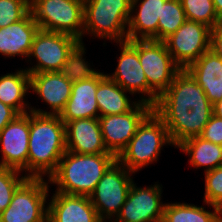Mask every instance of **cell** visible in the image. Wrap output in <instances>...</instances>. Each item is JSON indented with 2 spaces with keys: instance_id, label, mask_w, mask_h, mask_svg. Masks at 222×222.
I'll use <instances>...</instances> for the list:
<instances>
[{
  "instance_id": "obj_1",
  "label": "cell",
  "mask_w": 222,
  "mask_h": 222,
  "mask_svg": "<svg viewBox=\"0 0 222 222\" xmlns=\"http://www.w3.org/2000/svg\"><path fill=\"white\" fill-rule=\"evenodd\" d=\"M153 111L163 120L176 148L184 140L202 134L213 105L191 74L181 69L159 96Z\"/></svg>"
},
{
  "instance_id": "obj_2",
  "label": "cell",
  "mask_w": 222,
  "mask_h": 222,
  "mask_svg": "<svg viewBox=\"0 0 222 222\" xmlns=\"http://www.w3.org/2000/svg\"><path fill=\"white\" fill-rule=\"evenodd\" d=\"M65 152V123L60 116L29 111L27 177L49 178Z\"/></svg>"
},
{
  "instance_id": "obj_3",
  "label": "cell",
  "mask_w": 222,
  "mask_h": 222,
  "mask_svg": "<svg viewBox=\"0 0 222 222\" xmlns=\"http://www.w3.org/2000/svg\"><path fill=\"white\" fill-rule=\"evenodd\" d=\"M116 161L117 157L112 153L77 154L66 150L48 180L50 185H56V192L89 197Z\"/></svg>"
},
{
  "instance_id": "obj_4",
  "label": "cell",
  "mask_w": 222,
  "mask_h": 222,
  "mask_svg": "<svg viewBox=\"0 0 222 222\" xmlns=\"http://www.w3.org/2000/svg\"><path fill=\"white\" fill-rule=\"evenodd\" d=\"M174 146L163 120L152 111L139 125L135 135L117 157L132 173L158 161L164 146Z\"/></svg>"
},
{
  "instance_id": "obj_5",
  "label": "cell",
  "mask_w": 222,
  "mask_h": 222,
  "mask_svg": "<svg viewBox=\"0 0 222 222\" xmlns=\"http://www.w3.org/2000/svg\"><path fill=\"white\" fill-rule=\"evenodd\" d=\"M132 0H84L83 36L127 41V27Z\"/></svg>"
},
{
  "instance_id": "obj_6",
  "label": "cell",
  "mask_w": 222,
  "mask_h": 222,
  "mask_svg": "<svg viewBox=\"0 0 222 222\" xmlns=\"http://www.w3.org/2000/svg\"><path fill=\"white\" fill-rule=\"evenodd\" d=\"M39 29L65 33L83 42L84 0H30Z\"/></svg>"
},
{
  "instance_id": "obj_7",
  "label": "cell",
  "mask_w": 222,
  "mask_h": 222,
  "mask_svg": "<svg viewBox=\"0 0 222 222\" xmlns=\"http://www.w3.org/2000/svg\"><path fill=\"white\" fill-rule=\"evenodd\" d=\"M49 184V185H48ZM48 178L28 177L15 191L0 222H48Z\"/></svg>"
},
{
  "instance_id": "obj_8",
  "label": "cell",
  "mask_w": 222,
  "mask_h": 222,
  "mask_svg": "<svg viewBox=\"0 0 222 222\" xmlns=\"http://www.w3.org/2000/svg\"><path fill=\"white\" fill-rule=\"evenodd\" d=\"M135 175L116 161L102 176L89 196L102 221H113L126 202Z\"/></svg>"
},
{
  "instance_id": "obj_9",
  "label": "cell",
  "mask_w": 222,
  "mask_h": 222,
  "mask_svg": "<svg viewBox=\"0 0 222 222\" xmlns=\"http://www.w3.org/2000/svg\"><path fill=\"white\" fill-rule=\"evenodd\" d=\"M115 45H118L121 50L120 56L117 57V68L111 74L106 72V75L125 91H128L133 98L136 94H141L138 99L140 102L154 106L159 96L148 86L138 57L137 40L120 41Z\"/></svg>"
},
{
  "instance_id": "obj_10",
  "label": "cell",
  "mask_w": 222,
  "mask_h": 222,
  "mask_svg": "<svg viewBox=\"0 0 222 222\" xmlns=\"http://www.w3.org/2000/svg\"><path fill=\"white\" fill-rule=\"evenodd\" d=\"M77 38L53 31L39 29L34 36L27 61L33 65L26 67L29 73L59 72L68 53L79 42ZM35 58V62L31 59ZM34 63V64H33Z\"/></svg>"
},
{
  "instance_id": "obj_11",
  "label": "cell",
  "mask_w": 222,
  "mask_h": 222,
  "mask_svg": "<svg viewBox=\"0 0 222 222\" xmlns=\"http://www.w3.org/2000/svg\"><path fill=\"white\" fill-rule=\"evenodd\" d=\"M137 52L148 86L160 96L181 68L173 60L164 41L137 40Z\"/></svg>"
},
{
  "instance_id": "obj_12",
  "label": "cell",
  "mask_w": 222,
  "mask_h": 222,
  "mask_svg": "<svg viewBox=\"0 0 222 222\" xmlns=\"http://www.w3.org/2000/svg\"><path fill=\"white\" fill-rule=\"evenodd\" d=\"M212 29L205 24L186 20L164 42L175 63L186 69L210 50Z\"/></svg>"
},
{
  "instance_id": "obj_13",
  "label": "cell",
  "mask_w": 222,
  "mask_h": 222,
  "mask_svg": "<svg viewBox=\"0 0 222 222\" xmlns=\"http://www.w3.org/2000/svg\"><path fill=\"white\" fill-rule=\"evenodd\" d=\"M152 111V105L139 101L126 113L100 116L98 120L107 151L118 157Z\"/></svg>"
},
{
  "instance_id": "obj_14",
  "label": "cell",
  "mask_w": 222,
  "mask_h": 222,
  "mask_svg": "<svg viewBox=\"0 0 222 222\" xmlns=\"http://www.w3.org/2000/svg\"><path fill=\"white\" fill-rule=\"evenodd\" d=\"M142 187L133 181L126 202L113 222H162L166 204L162 202V184L158 181Z\"/></svg>"
},
{
  "instance_id": "obj_15",
  "label": "cell",
  "mask_w": 222,
  "mask_h": 222,
  "mask_svg": "<svg viewBox=\"0 0 222 222\" xmlns=\"http://www.w3.org/2000/svg\"><path fill=\"white\" fill-rule=\"evenodd\" d=\"M28 141L29 112L19 114L0 131V167L16 169L27 177Z\"/></svg>"
},
{
  "instance_id": "obj_16",
  "label": "cell",
  "mask_w": 222,
  "mask_h": 222,
  "mask_svg": "<svg viewBox=\"0 0 222 222\" xmlns=\"http://www.w3.org/2000/svg\"><path fill=\"white\" fill-rule=\"evenodd\" d=\"M72 82L60 72L30 73V94L42 99L47 110L30 106V111L38 114L60 115L70 98ZM32 90V91H31Z\"/></svg>"
},
{
  "instance_id": "obj_17",
  "label": "cell",
  "mask_w": 222,
  "mask_h": 222,
  "mask_svg": "<svg viewBox=\"0 0 222 222\" xmlns=\"http://www.w3.org/2000/svg\"><path fill=\"white\" fill-rule=\"evenodd\" d=\"M52 193L48 222H102L88 196Z\"/></svg>"
},
{
  "instance_id": "obj_18",
  "label": "cell",
  "mask_w": 222,
  "mask_h": 222,
  "mask_svg": "<svg viewBox=\"0 0 222 222\" xmlns=\"http://www.w3.org/2000/svg\"><path fill=\"white\" fill-rule=\"evenodd\" d=\"M66 150L77 154H101L107 151L98 119H76L65 123Z\"/></svg>"
},
{
  "instance_id": "obj_19",
  "label": "cell",
  "mask_w": 222,
  "mask_h": 222,
  "mask_svg": "<svg viewBox=\"0 0 222 222\" xmlns=\"http://www.w3.org/2000/svg\"><path fill=\"white\" fill-rule=\"evenodd\" d=\"M38 30L39 26L31 11L20 21L0 28V55L5 59L19 56L22 60H27Z\"/></svg>"
},
{
  "instance_id": "obj_20",
  "label": "cell",
  "mask_w": 222,
  "mask_h": 222,
  "mask_svg": "<svg viewBox=\"0 0 222 222\" xmlns=\"http://www.w3.org/2000/svg\"><path fill=\"white\" fill-rule=\"evenodd\" d=\"M167 0H132L127 27L128 40L158 41V20Z\"/></svg>"
},
{
  "instance_id": "obj_21",
  "label": "cell",
  "mask_w": 222,
  "mask_h": 222,
  "mask_svg": "<svg viewBox=\"0 0 222 222\" xmlns=\"http://www.w3.org/2000/svg\"><path fill=\"white\" fill-rule=\"evenodd\" d=\"M97 86L98 74L72 83L70 98L59 115L64 123L76 119L99 118Z\"/></svg>"
},
{
  "instance_id": "obj_22",
  "label": "cell",
  "mask_w": 222,
  "mask_h": 222,
  "mask_svg": "<svg viewBox=\"0 0 222 222\" xmlns=\"http://www.w3.org/2000/svg\"><path fill=\"white\" fill-rule=\"evenodd\" d=\"M186 70L203 88L212 105L222 99V59L212 50L202 54Z\"/></svg>"
},
{
  "instance_id": "obj_23",
  "label": "cell",
  "mask_w": 222,
  "mask_h": 222,
  "mask_svg": "<svg viewBox=\"0 0 222 222\" xmlns=\"http://www.w3.org/2000/svg\"><path fill=\"white\" fill-rule=\"evenodd\" d=\"M115 81L111 80L106 73H98V86L96 101L98 104L99 117L104 115H118L130 111L138 102V98L132 100Z\"/></svg>"
},
{
  "instance_id": "obj_24",
  "label": "cell",
  "mask_w": 222,
  "mask_h": 222,
  "mask_svg": "<svg viewBox=\"0 0 222 222\" xmlns=\"http://www.w3.org/2000/svg\"><path fill=\"white\" fill-rule=\"evenodd\" d=\"M30 95V73L26 69L0 76V101L13 108L18 114L30 111L31 102L26 100Z\"/></svg>"
},
{
  "instance_id": "obj_25",
  "label": "cell",
  "mask_w": 222,
  "mask_h": 222,
  "mask_svg": "<svg viewBox=\"0 0 222 222\" xmlns=\"http://www.w3.org/2000/svg\"><path fill=\"white\" fill-rule=\"evenodd\" d=\"M176 148L188 155L190 166L196 169L203 167L204 173L222 166V146L206 141L200 136L188 138Z\"/></svg>"
},
{
  "instance_id": "obj_26",
  "label": "cell",
  "mask_w": 222,
  "mask_h": 222,
  "mask_svg": "<svg viewBox=\"0 0 222 222\" xmlns=\"http://www.w3.org/2000/svg\"><path fill=\"white\" fill-rule=\"evenodd\" d=\"M205 205L212 207L213 211L191 203L168 202L164 206L162 222H219L222 210L214 205Z\"/></svg>"
},
{
  "instance_id": "obj_27",
  "label": "cell",
  "mask_w": 222,
  "mask_h": 222,
  "mask_svg": "<svg viewBox=\"0 0 222 222\" xmlns=\"http://www.w3.org/2000/svg\"><path fill=\"white\" fill-rule=\"evenodd\" d=\"M84 45V41H79L72 48L59 71L72 83L96 76L100 72L97 71L98 69L92 68L90 63L86 61V47Z\"/></svg>"
},
{
  "instance_id": "obj_28",
  "label": "cell",
  "mask_w": 222,
  "mask_h": 222,
  "mask_svg": "<svg viewBox=\"0 0 222 222\" xmlns=\"http://www.w3.org/2000/svg\"><path fill=\"white\" fill-rule=\"evenodd\" d=\"M180 0H167L162 5L161 18L158 20V41H164L186 21Z\"/></svg>"
},
{
  "instance_id": "obj_29",
  "label": "cell",
  "mask_w": 222,
  "mask_h": 222,
  "mask_svg": "<svg viewBox=\"0 0 222 222\" xmlns=\"http://www.w3.org/2000/svg\"><path fill=\"white\" fill-rule=\"evenodd\" d=\"M187 20L205 24L211 29L221 21L218 19L212 0H180Z\"/></svg>"
},
{
  "instance_id": "obj_30",
  "label": "cell",
  "mask_w": 222,
  "mask_h": 222,
  "mask_svg": "<svg viewBox=\"0 0 222 222\" xmlns=\"http://www.w3.org/2000/svg\"><path fill=\"white\" fill-rule=\"evenodd\" d=\"M27 178L21 171L0 167V214L9 206L16 189Z\"/></svg>"
},
{
  "instance_id": "obj_31",
  "label": "cell",
  "mask_w": 222,
  "mask_h": 222,
  "mask_svg": "<svg viewBox=\"0 0 222 222\" xmlns=\"http://www.w3.org/2000/svg\"><path fill=\"white\" fill-rule=\"evenodd\" d=\"M30 12V0H0V28L23 19Z\"/></svg>"
},
{
  "instance_id": "obj_32",
  "label": "cell",
  "mask_w": 222,
  "mask_h": 222,
  "mask_svg": "<svg viewBox=\"0 0 222 222\" xmlns=\"http://www.w3.org/2000/svg\"><path fill=\"white\" fill-rule=\"evenodd\" d=\"M205 193L203 204H210L222 210V166L204 173Z\"/></svg>"
},
{
  "instance_id": "obj_33",
  "label": "cell",
  "mask_w": 222,
  "mask_h": 222,
  "mask_svg": "<svg viewBox=\"0 0 222 222\" xmlns=\"http://www.w3.org/2000/svg\"><path fill=\"white\" fill-rule=\"evenodd\" d=\"M200 137L222 146V118L212 114Z\"/></svg>"
},
{
  "instance_id": "obj_34",
  "label": "cell",
  "mask_w": 222,
  "mask_h": 222,
  "mask_svg": "<svg viewBox=\"0 0 222 222\" xmlns=\"http://www.w3.org/2000/svg\"><path fill=\"white\" fill-rule=\"evenodd\" d=\"M210 50L222 59V22L211 31Z\"/></svg>"
},
{
  "instance_id": "obj_35",
  "label": "cell",
  "mask_w": 222,
  "mask_h": 222,
  "mask_svg": "<svg viewBox=\"0 0 222 222\" xmlns=\"http://www.w3.org/2000/svg\"><path fill=\"white\" fill-rule=\"evenodd\" d=\"M18 115L13 108L0 101V131Z\"/></svg>"
},
{
  "instance_id": "obj_36",
  "label": "cell",
  "mask_w": 222,
  "mask_h": 222,
  "mask_svg": "<svg viewBox=\"0 0 222 222\" xmlns=\"http://www.w3.org/2000/svg\"><path fill=\"white\" fill-rule=\"evenodd\" d=\"M213 115L222 118V99L213 104Z\"/></svg>"
},
{
  "instance_id": "obj_37",
  "label": "cell",
  "mask_w": 222,
  "mask_h": 222,
  "mask_svg": "<svg viewBox=\"0 0 222 222\" xmlns=\"http://www.w3.org/2000/svg\"><path fill=\"white\" fill-rule=\"evenodd\" d=\"M218 19L222 22V0H212Z\"/></svg>"
}]
</instances>
